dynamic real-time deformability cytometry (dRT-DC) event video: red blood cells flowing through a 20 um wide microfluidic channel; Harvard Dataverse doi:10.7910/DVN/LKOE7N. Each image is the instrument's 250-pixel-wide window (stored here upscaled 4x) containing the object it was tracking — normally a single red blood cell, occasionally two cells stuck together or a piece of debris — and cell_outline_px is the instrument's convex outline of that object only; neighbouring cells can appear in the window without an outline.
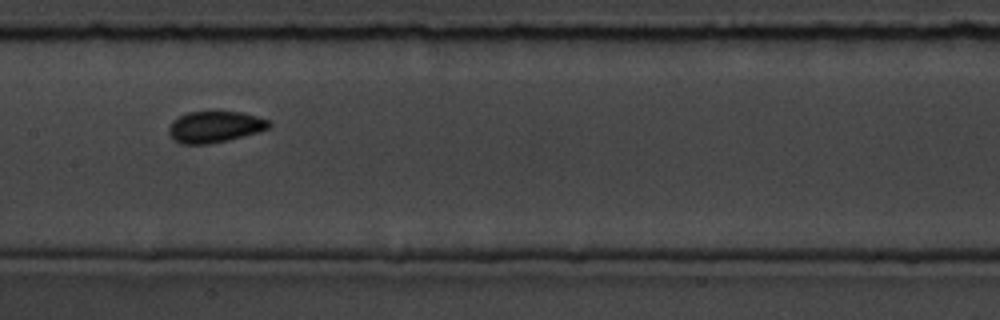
{"species": "common noctule bat (a hibernating species)", "species_latin": "Nyctalus noctula", "temperature_condition": "room temperature", "stored_images_in_passage": 10, "camera_frame_rate_fps": 3000, "um_per_image_px": 0.085, "animal": {"sex": "male", "body_mass_g": 19.5, "forearm_length_mm": 54.6}, "frame": {"image": 1, "passage_image": 9, "time_ms": 9.0, "image_size_px": [1000, 320], "cell_outline_px": [[272, 124], [268, 128], [256, 132], [208, 144], [180, 144], [172, 140], [168, 132], [168, 128], [172, 120], [188, 112], [240, 112], [256, 116], [268, 120]], "centroid_in_image_um": [18.19, 10.78], "position_along_channel_um": 189.2, "area_um2": 18.03}}
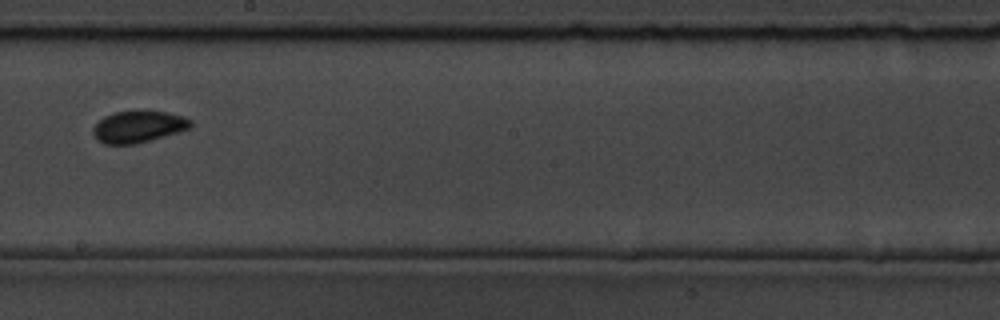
{"frame": {"image": 2, "passage_image": 10, "time_ms": 10.333, "image_size_px": [1000, 320], "cell_outline_px": [[192, 128], [136, 144], [104, 144], [96, 140], [92, 132], [92, 128], [104, 116], [112, 112], [168, 112], [184, 116], [192, 120]], "centroid_in_image_um": [11.76, 10.78], "position_along_channel_um": 236.4, "area_um2": 17.98}}